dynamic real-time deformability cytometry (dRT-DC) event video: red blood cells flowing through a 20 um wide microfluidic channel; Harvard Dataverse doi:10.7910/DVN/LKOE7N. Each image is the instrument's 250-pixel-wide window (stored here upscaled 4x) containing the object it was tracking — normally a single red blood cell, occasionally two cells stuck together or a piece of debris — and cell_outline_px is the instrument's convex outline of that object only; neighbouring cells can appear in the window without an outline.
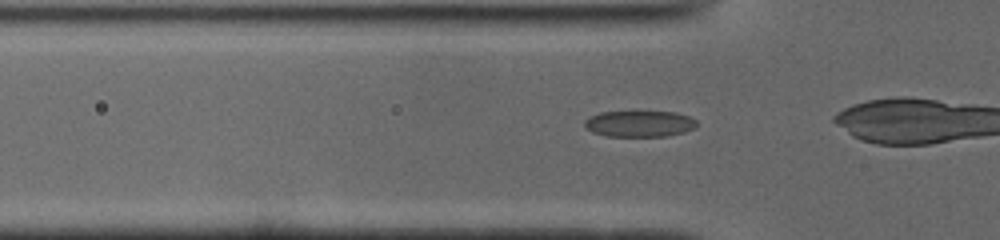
{"species": "common noctule bat (a hibernating species)", "species_latin": "Nyctalus noctula", "temperature_condition": "cold", "stored_images_in_passage": 35, "camera_frame_rate_fps": 3000, "um_per_image_px": 0.085, "animal": {"sex": "male", "body_mass_g": 19.0, "forearm_length_mm": 50.8}, "frame": {"image": 1, "passage_image": 12, "time_ms": 3.667, "image_size_px": [1000, 240], "cell_outline_px": [[696, 128], [684, 132], [668, 136], [608, 136], [592, 132], [584, 124], [584, 120], [600, 112], [676, 112], [688, 116], [696, 120]], "centroid_in_image_um": [54.38, 10.52], "position_along_channel_um": 71.4, "area_um2": 16.99}}
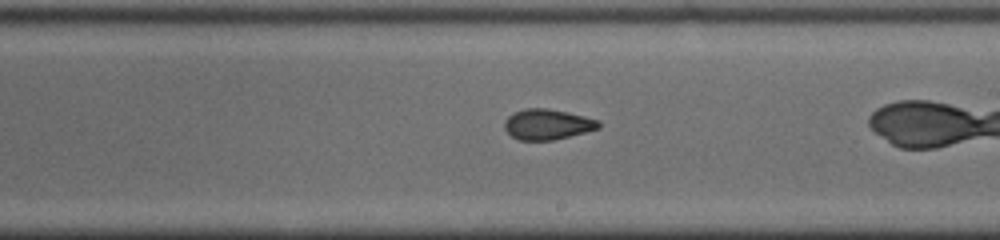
{"frame": {"image": 2, "passage_image": 25, "time_ms": 8.0, "image_size_px": [1000, 240], "cell_outline_px": [[600, 128], [552, 140], [520, 140], [512, 136], [504, 128], [504, 120], [512, 112], [524, 108], [548, 108], [568, 112], [600, 120]], "centroid_in_image_um": [46.51, 10.55], "position_along_channel_um": 242.5, "area_um2": 16.76}}
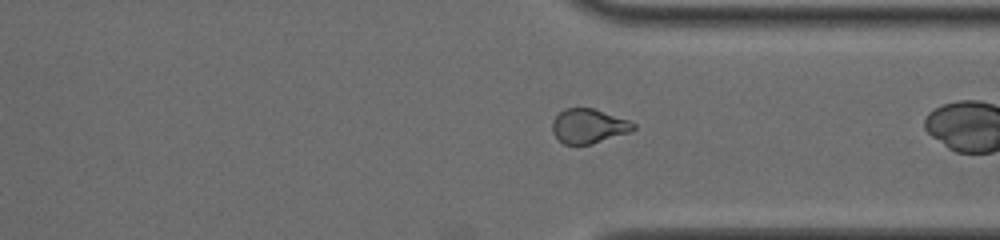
{"frame": {"image": 3, "passage_image": 34, "time_ms": 11.0, "image_size_px": [1000, 240], "cell_outline_px": [[636, 128], [632, 132], [592, 144], [564, 144], [552, 132], [552, 120], [564, 108], [592, 108], [628, 120], [636, 124]], "centroid_in_image_um": [50.05, 10.72], "position_along_channel_um": 361.4, "area_um2": 16.3}}